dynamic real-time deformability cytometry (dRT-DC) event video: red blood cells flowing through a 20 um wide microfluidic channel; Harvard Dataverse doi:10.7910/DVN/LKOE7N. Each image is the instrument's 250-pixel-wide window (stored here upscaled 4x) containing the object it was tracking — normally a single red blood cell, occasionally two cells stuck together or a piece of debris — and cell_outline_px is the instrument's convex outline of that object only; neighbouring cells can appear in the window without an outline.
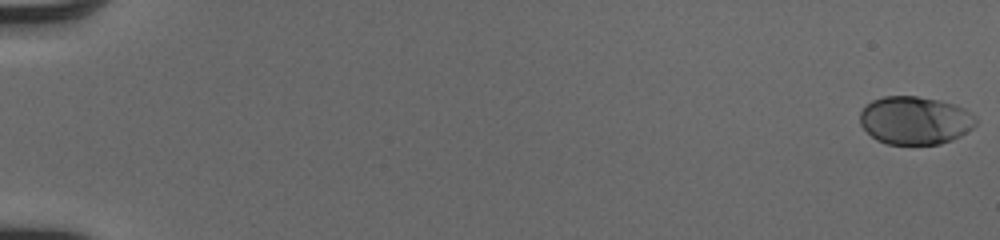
{"species": "human", "species_latin": "Homo sapiens", "temperature_condition": "cold", "stored_images_in_passage": 53, "camera_frame_rate_fps": 3000, "um_per_image_px": 0.085, "donor": {"sex": "male"}, "frame": {"image": 1, "passage_image": 1, "time_ms": 0.0, "image_size_px": [1000, 240], "cell_outline_px": [[976, 124], [972, 128], [960, 136], [952, 140], [940, 144], [888, 144], [876, 140], [860, 124], [860, 112], [872, 100], [884, 96], [916, 96], [940, 100], [956, 104], [964, 108], [976, 116]], "centroid_in_image_um": [77.79, 10.23], "position_along_channel_um": 7.2, "area_um2": 32.54}}
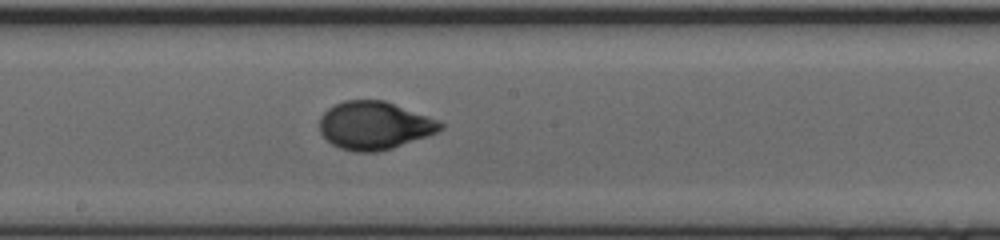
{"frame": {"image": 2, "passage_image": 31, "time_ms": 10.0, "image_size_px": [1000, 240], "cell_outline_px": [[444, 128], [428, 136], [392, 148], [376, 152], [352, 152], [340, 148], [332, 144], [320, 132], [320, 116], [328, 108], [344, 100], [384, 100], [436, 120], [444, 124]], "centroid_in_image_um": [31.79, 10.67], "position_along_channel_um": 216.4, "area_um2": 33.52}}
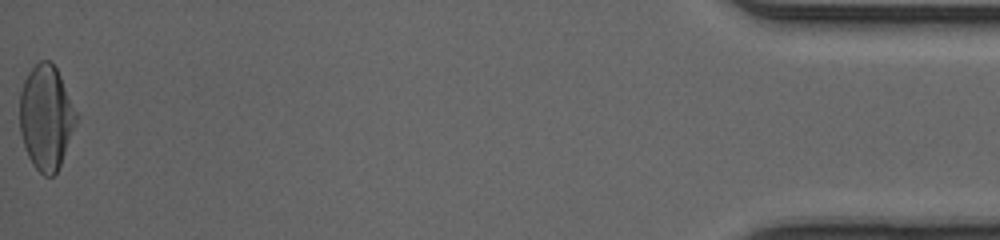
{"frame": {"image": 3, "passage_image": 53, "time_ms": 17.333, "image_size_px": [1000, 240], "cell_outline_px": [[80, 116], [60, 164], [56, 172], [52, 176], [44, 176], [32, 164], [28, 156], [20, 132], [20, 92], [24, 80], [28, 72], [40, 60], [48, 60], [56, 68]], "centroid_in_image_um": [3.93, 9.97], "position_along_channel_um": 431.3, "area_um2": 34.45}, "authors_computed_cell_mechanics": {"area_um2": 32.7726, "velocity_mm_per_s": 4.113, "shape_relaxation_time_tau1_ms": 3.2598, "shape_relaxation_time_tau2_ms": null, "deformation_change_tau1": 0.1831, "deformation_change_tau2": null}}